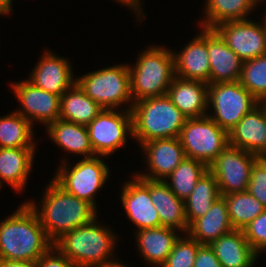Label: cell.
Wrapping results in <instances>:
<instances>
[{
  "instance_id": "26",
  "label": "cell",
  "mask_w": 266,
  "mask_h": 267,
  "mask_svg": "<svg viewBox=\"0 0 266 267\" xmlns=\"http://www.w3.org/2000/svg\"><path fill=\"white\" fill-rule=\"evenodd\" d=\"M49 137L65 151L81 154L84 158L96 156L86 126L58 119L47 128Z\"/></svg>"
},
{
  "instance_id": "2",
  "label": "cell",
  "mask_w": 266,
  "mask_h": 267,
  "mask_svg": "<svg viewBox=\"0 0 266 267\" xmlns=\"http://www.w3.org/2000/svg\"><path fill=\"white\" fill-rule=\"evenodd\" d=\"M47 187L41 208L38 209L35 202L27 203L37 214L53 244L64 234L90 223L97 217V209L87 201L66 192L53 179Z\"/></svg>"
},
{
  "instance_id": "15",
  "label": "cell",
  "mask_w": 266,
  "mask_h": 267,
  "mask_svg": "<svg viewBox=\"0 0 266 267\" xmlns=\"http://www.w3.org/2000/svg\"><path fill=\"white\" fill-rule=\"evenodd\" d=\"M147 159L148 174H136L148 180H166L176 167L186 158L179 137L154 139L141 144Z\"/></svg>"
},
{
  "instance_id": "14",
  "label": "cell",
  "mask_w": 266,
  "mask_h": 267,
  "mask_svg": "<svg viewBox=\"0 0 266 267\" xmlns=\"http://www.w3.org/2000/svg\"><path fill=\"white\" fill-rule=\"evenodd\" d=\"M123 185L121 200L129 219L137 230L160 226V217L152 204L150 180L136 175Z\"/></svg>"
},
{
  "instance_id": "41",
  "label": "cell",
  "mask_w": 266,
  "mask_h": 267,
  "mask_svg": "<svg viewBox=\"0 0 266 267\" xmlns=\"http://www.w3.org/2000/svg\"><path fill=\"white\" fill-rule=\"evenodd\" d=\"M12 5L8 0H0V15L1 14H10Z\"/></svg>"
},
{
  "instance_id": "45",
  "label": "cell",
  "mask_w": 266,
  "mask_h": 267,
  "mask_svg": "<svg viewBox=\"0 0 266 267\" xmlns=\"http://www.w3.org/2000/svg\"><path fill=\"white\" fill-rule=\"evenodd\" d=\"M266 15V14H265ZM265 18V19H264ZM264 18H263V23H264V25H265V27H266V16H264Z\"/></svg>"
},
{
  "instance_id": "21",
  "label": "cell",
  "mask_w": 266,
  "mask_h": 267,
  "mask_svg": "<svg viewBox=\"0 0 266 267\" xmlns=\"http://www.w3.org/2000/svg\"><path fill=\"white\" fill-rule=\"evenodd\" d=\"M229 145L253 154L266 151V119L258 105L229 132Z\"/></svg>"
},
{
  "instance_id": "44",
  "label": "cell",
  "mask_w": 266,
  "mask_h": 267,
  "mask_svg": "<svg viewBox=\"0 0 266 267\" xmlns=\"http://www.w3.org/2000/svg\"><path fill=\"white\" fill-rule=\"evenodd\" d=\"M257 105L261 108L266 119V98L258 100Z\"/></svg>"
},
{
  "instance_id": "32",
  "label": "cell",
  "mask_w": 266,
  "mask_h": 267,
  "mask_svg": "<svg viewBox=\"0 0 266 267\" xmlns=\"http://www.w3.org/2000/svg\"><path fill=\"white\" fill-rule=\"evenodd\" d=\"M208 171V166L195 159L185 158L176 169L164 180L175 195L182 200L190 196L195 185L203 174Z\"/></svg>"
},
{
  "instance_id": "17",
  "label": "cell",
  "mask_w": 266,
  "mask_h": 267,
  "mask_svg": "<svg viewBox=\"0 0 266 267\" xmlns=\"http://www.w3.org/2000/svg\"><path fill=\"white\" fill-rule=\"evenodd\" d=\"M44 52L30 75L29 82L49 93L62 96L75 82L70 63L65 58Z\"/></svg>"
},
{
  "instance_id": "1",
  "label": "cell",
  "mask_w": 266,
  "mask_h": 267,
  "mask_svg": "<svg viewBox=\"0 0 266 267\" xmlns=\"http://www.w3.org/2000/svg\"><path fill=\"white\" fill-rule=\"evenodd\" d=\"M52 246L37 214L27 202L0 223V260L36 262Z\"/></svg>"
},
{
  "instance_id": "31",
  "label": "cell",
  "mask_w": 266,
  "mask_h": 267,
  "mask_svg": "<svg viewBox=\"0 0 266 267\" xmlns=\"http://www.w3.org/2000/svg\"><path fill=\"white\" fill-rule=\"evenodd\" d=\"M222 197L225 199L231 224L236 230H243L265 210L248 191L233 192Z\"/></svg>"
},
{
  "instance_id": "24",
  "label": "cell",
  "mask_w": 266,
  "mask_h": 267,
  "mask_svg": "<svg viewBox=\"0 0 266 267\" xmlns=\"http://www.w3.org/2000/svg\"><path fill=\"white\" fill-rule=\"evenodd\" d=\"M176 229L159 226L137 230L136 238L139 252L145 261L161 267L179 239Z\"/></svg>"
},
{
  "instance_id": "18",
  "label": "cell",
  "mask_w": 266,
  "mask_h": 267,
  "mask_svg": "<svg viewBox=\"0 0 266 267\" xmlns=\"http://www.w3.org/2000/svg\"><path fill=\"white\" fill-rule=\"evenodd\" d=\"M204 30V31H203ZM188 43L179 54H174L175 76L198 80L209 85L210 61L207 51V28Z\"/></svg>"
},
{
  "instance_id": "27",
  "label": "cell",
  "mask_w": 266,
  "mask_h": 267,
  "mask_svg": "<svg viewBox=\"0 0 266 267\" xmlns=\"http://www.w3.org/2000/svg\"><path fill=\"white\" fill-rule=\"evenodd\" d=\"M103 108L75 82L61 96L60 119L87 126Z\"/></svg>"
},
{
  "instance_id": "19",
  "label": "cell",
  "mask_w": 266,
  "mask_h": 267,
  "mask_svg": "<svg viewBox=\"0 0 266 267\" xmlns=\"http://www.w3.org/2000/svg\"><path fill=\"white\" fill-rule=\"evenodd\" d=\"M172 103L187 117L199 118L208 115V84L198 80L174 77L167 91Z\"/></svg>"
},
{
  "instance_id": "6",
  "label": "cell",
  "mask_w": 266,
  "mask_h": 267,
  "mask_svg": "<svg viewBox=\"0 0 266 267\" xmlns=\"http://www.w3.org/2000/svg\"><path fill=\"white\" fill-rule=\"evenodd\" d=\"M84 93L97 102L103 109H119L122 103L131 101L129 65H115L104 68L76 79Z\"/></svg>"
},
{
  "instance_id": "35",
  "label": "cell",
  "mask_w": 266,
  "mask_h": 267,
  "mask_svg": "<svg viewBox=\"0 0 266 267\" xmlns=\"http://www.w3.org/2000/svg\"><path fill=\"white\" fill-rule=\"evenodd\" d=\"M245 238L259 255L266 250V209L243 229Z\"/></svg>"
},
{
  "instance_id": "34",
  "label": "cell",
  "mask_w": 266,
  "mask_h": 267,
  "mask_svg": "<svg viewBox=\"0 0 266 267\" xmlns=\"http://www.w3.org/2000/svg\"><path fill=\"white\" fill-rule=\"evenodd\" d=\"M200 246L201 244L189 235L185 238L179 237L161 267H193Z\"/></svg>"
},
{
  "instance_id": "42",
  "label": "cell",
  "mask_w": 266,
  "mask_h": 267,
  "mask_svg": "<svg viewBox=\"0 0 266 267\" xmlns=\"http://www.w3.org/2000/svg\"><path fill=\"white\" fill-rule=\"evenodd\" d=\"M256 161L266 170V151L256 154Z\"/></svg>"
},
{
  "instance_id": "11",
  "label": "cell",
  "mask_w": 266,
  "mask_h": 267,
  "mask_svg": "<svg viewBox=\"0 0 266 267\" xmlns=\"http://www.w3.org/2000/svg\"><path fill=\"white\" fill-rule=\"evenodd\" d=\"M255 162L256 154L231 145L220 152L208 170L215 176L221 196L247 191Z\"/></svg>"
},
{
  "instance_id": "36",
  "label": "cell",
  "mask_w": 266,
  "mask_h": 267,
  "mask_svg": "<svg viewBox=\"0 0 266 267\" xmlns=\"http://www.w3.org/2000/svg\"><path fill=\"white\" fill-rule=\"evenodd\" d=\"M247 191L266 209V170L257 161L252 167Z\"/></svg>"
},
{
  "instance_id": "10",
  "label": "cell",
  "mask_w": 266,
  "mask_h": 267,
  "mask_svg": "<svg viewBox=\"0 0 266 267\" xmlns=\"http://www.w3.org/2000/svg\"><path fill=\"white\" fill-rule=\"evenodd\" d=\"M86 128L95 155L109 156L125 145L128 132L133 136L131 110L103 109Z\"/></svg>"
},
{
  "instance_id": "16",
  "label": "cell",
  "mask_w": 266,
  "mask_h": 267,
  "mask_svg": "<svg viewBox=\"0 0 266 267\" xmlns=\"http://www.w3.org/2000/svg\"><path fill=\"white\" fill-rule=\"evenodd\" d=\"M207 51L210 61L209 84L240 80L243 61L214 28H207Z\"/></svg>"
},
{
  "instance_id": "33",
  "label": "cell",
  "mask_w": 266,
  "mask_h": 267,
  "mask_svg": "<svg viewBox=\"0 0 266 267\" xmlns=\"http://www.w3.org/2000/svg\"><path fill=\"white\" fill-rule=\"evenodd\" d=\"M239 81L257 100L266 98V55L243 62Z\"/></svg>"
},
{
  "instance_id": "12",
  "label": "cell",
  "mask_w": 266,
  "mask_h": 267,
  "mask_svg": "<svg viewBox=\"0 0 266 267\" xmlns=\"http://www.w3.org/2000/svg\"><path fill=\"white\" fill-rule=\"evenodd\" d=\"M214 29L243 61L266 55V27L250 19L232 20L218 24Z\"/></svg>"
},
{
  "instance_id": "4",
  "label": "cell",
  "mask_w": 266,
  "mask_h": 267,
  "mask_svg": "<svg viewBox=\"0 0 266 267\" xmlns=\"http://www.w3.org/2000/svg\"><path fill=\"white\" fill-rule=\"evenodd\" d=\"M96 217L59 238L53 245L77 267H92L115 262L111 253L116 235L97 224ZM115 235V236H114Z\"/></svg>"
},
{
  "instance_id": "25",
  "label": "cell",
  "mask_w": 266,
  "mask_h": 267,
  "mask_svg": "<svg viewBox=\"0 0 266 267\" xmlns=\"http://www.w3.org/2000/svg\"><path fill=\"white\" fill-rule=\"evenodd\" d=\"M35 148H0V187L6 181L16 191H21L34 161Z\"/></svg>"
},
{
  "instance_id": "22",
  "label": "cell",
  "mask_w": 266,
  "mask_h": 267,
  "mask_svg": "<svg viewBox=\"0 0 266 267\" xmlns=\"http://www.w3.org/2000/svg\"><path fill=\"white\" fill-rule=\"evenodd\" d=\"M233 229L225 199L221 196L202 217L189 226L186 234L201 245H210Z\"/></svg>"
},
{
  "instance_id": "39",
  "label": "cell",
  "mask_w": 266,
  "mask_h": 267,
  "mask_svg": "<svg viewBox=\"0 0 266 267\" xmlns=\"http://www.w3.org/2000/svg\"><path fill=\"white\" fill-rule=\"evenodd\" d=\"M0 267H36V262L20 261V260H12V261L0 260Z\"/></svg>"
},
{
  "instance_id": "7",
  "label": "cell",
  "mask_w": 266,
  "mask_h": 267,
  "mask_svg": "<svg viewBox=\"0 0 266 267\" xmlns=\"http://www.w3.org/2000/svg\"><path fill=\"white\" fill-rule=\"evenodd\" d=\"M179 139L187 158L199 160L207 166L229 145V133L208 115L188 118Z\"/></svg>"
},
{
  "instance_id": "5",
  "label": "cell",
  "mask_w": 266,
  "mask_h": 267,
  "mask_svg": "<svg viewBox=\"0 0 266 267\" xmlns=\"http://www.w3.org/2000/svg\"><path fill=\"white\" fill-rule=\"evenodd\" d=\"M129 71L133 103L166 95L175 77L173 51L150 46Z\"/></svg>"
},
{
  "instance_id": "9",
  "label": "cell",
  "mask_w": 266,
  "mask_h": 267,
  "mask_svg": "<svg viewBox=\"0 0 266 267\" xmlns=\"http://www.w3.org/2000/svg\"><path fill=\"white\" fill-rule=\"evenodd\" d=\"M63 162L53 179L66 192L85 200L96 209L94 195L109 177V167L101 157L84 158L72 168ZM68 167V168H67Z\"/></svg>"
},
{
  "instance_id": "30",
  "label": "cell",
  "mask_w": 266,
  "mask_h": 267,
  "mask_svg": "<svg viewBox=\"0 0 266 267\" xmlns=\"http://www.w3.org/2000/svg\"><path fill=\"white\" fill-rule=\"evenodd\" d=\"M32 127L33 124L16 111L0 117V148H35Z\"/></svg>"
},
{
  "instance_id": "29",
  "label": "cell",
  "mask_w": 266,
  "mask_h": 267,
  "mask_svg": "<svg viewBox=\"0 0 266 267\" xmlns=\"http://www.w3.org/2000/svg\"><path fill=\"white\" fill-rule=\"evenodd\" d=\"M219 197L221 194L217 180L208 170L198 180L190 196L184 200L188 226L202 217Z\"/></svg>"
},
{
  "instance_id": "40",
  "label": "cell",
  "mask_w": 266,
  "mask_h": 267,
  "mask_svg": "<svg viewBox=\"0 0 266 267\" xmlns=\"http://www.w3.org/2000/svg\"><path fill=\"white\" fill-rule=\"evenodd\" d=\"M117 2L129 6L130 9H133L136 13H138L139 17L142 18L144 15L142 8L140 7V0H117Z\"/></svg>"
},
{
  "instance_id": "3",
  "label": "cell",
  "mask_w": 266,
  "mask_h": 267,
  "mask_svg": "<svg viewBox=\"0 0 266 267\" xmlns=\"http://www.w3.org/2000/svg\"><path fill=\"white\" fill-rule=\"evenodd\" d=\"M131 114L132 137L140 145L154 139L179 137L188 119L167 94L133 103Z\"/></svg>"
},
{
  "instance_id": "28",
  "label": "cell",
  "mask_w": 266,
  "mask_h": 267,
  "mask_svg": "<svg viewBox=\"0 0 266 267\" xmlns=\"http://www.w3.org/2000/svg\"><path fill=\"white\" fill-rule=\"evenodd\" d=\"M259 0H206V19L200 25L204 28H214L218 24L232 20L248 19Z\"/></svg>"
},
{
  "instance_id": "8",
  "label": "cell",
  "mask_w": 266,
  "mask_h": 267,
  "mask_svg": "<svg viewBox=\"0 0 266 267\" xmlns=\"http://www.w3.org/2000/svg\"><path fill=\"white\" fill-rule=\"evenodd\" d=\"M257 102L240 81L208 85V108L212 105L215 112L208 116L228 133L257 106Z\"/></svg>"
},
{
  "instance_id": "20",
  "label": "cell",
  "mask_w": 266,
  "mask_h": 267,
  "mask_svg": "<svg viewBox=\"0 0 266 267\" xmlns=\"http://www.w3.org/2000/svg\"><path fill=\"white\" fill-rule=\"evenodd\" d=\"M152 204L160 217V226L188 232L184 200L179 199L163 180H150Z\"/></svg>"
},
{
  "instance_id": "13",
  "label": "cell",
  "mask_w": 266,
  "mask_h": 267,
  "mask_svg": "<svg viewBox=\"0 0 266 267\" xmlns=\"http://www.w3.org/2000/svg\"><path fill=\"white\" fill-rule=\"evenodd\" d=\"M12 89L23 109L17 113L32 121L46 124V127L60 119L61 96L49 93L34 86L28 80L12 83Z\"/></svg>"
},
{
  "instance_id": "38",
  "label": "cell",
  "mask_w": 266,
  "mask_h": 267,
  "mask_svg": "<svg viewBox=\"0 0 266 267\" xmlns=\"http://www.w3.org/2000/svg\"><path fill=\"white\" fill-rule=\"evenodd\" d=\"M193 267H222L209 245H201L197 250Z\"/></svg>"
},
{
  "instance_id": "43",
  "label": "cell",
  "mask_w": 266,
  "mask_h": 267,
  "mask_svg": "<svg viewBox=\"0 0 266 267\" xmlns=\"http://www.w3.org/2000/svg\"><path fill=\"white\" fill-rule=\"evenodd\" d=\"M92 267H127L126 265L122 264L121 262L115 261L109 264H105V265H96V266H92Z\"/></svg>"
},
{
  "instance_id": "23",
  "label": "cell",
  "mask_w": 266,
  "mask_h": 267,
  "mask_svg": "<svg viewBox=\"0 0 266 267\" xmlns=\"http://www.w3.org/2000/svg\"><path fill=\"white\" fill-rule=\"evenodd\" d=\"M222 267H252L258 254L245 238L243 230L233 229L209 245Z\"/></svg>"
},
{
  "instance_id": "37",
  "label": "cell",
  "mask_w": 266,
  "mask_h": 267,
  "mask_svg": "<svg viewBox=\"0 0 266 267\" xmlns=\"http://www.w3.org/2000/svg\"><path fill=\"white\" fill-rule=\"evenodd\" d=\"M36 267H77L54 245L44 253L37 261Z\"/></svg>"
}]
</instances>
